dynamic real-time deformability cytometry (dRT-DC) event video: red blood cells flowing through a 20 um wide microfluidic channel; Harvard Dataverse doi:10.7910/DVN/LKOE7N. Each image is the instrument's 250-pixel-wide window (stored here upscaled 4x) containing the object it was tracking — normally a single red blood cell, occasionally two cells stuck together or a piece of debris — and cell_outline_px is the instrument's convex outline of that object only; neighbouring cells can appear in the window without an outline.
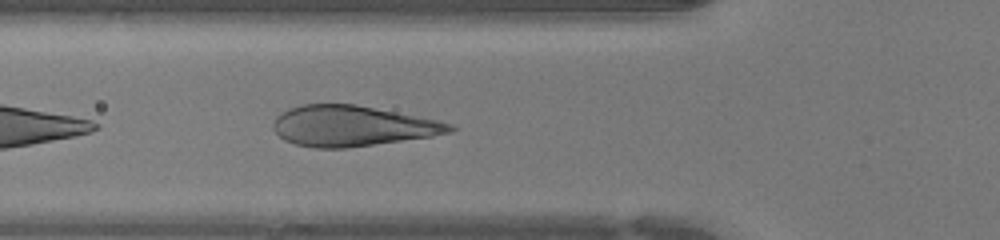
{"species": "human", "species_latin": "Homo sapiens", "temperature_condition": "warm", "stored_images_in_passage": 7, "camera_frame_rate_fps": 3000, "um_per_image_px": 0.085, "donor": {"sex": "female"}, "frame": {"image": 1, "passage_image": 4, "time_ms": 1.0, "image_size_px": [1000, 240], "cell_outline_px": [[456, 128], [452, 132], [432, 136], [348, 148], [316, 148], [296, 144], [284, 140], [272, 128], [272, 124], [276, 116], [280, 112], [288, 108], [300, 104], [356, 104], [436, 120], [452, 124]], "centroid_in_image_um": [29.89, 10.7], "position_along_channel_um": 95.9, "area_um2": 41.67}}